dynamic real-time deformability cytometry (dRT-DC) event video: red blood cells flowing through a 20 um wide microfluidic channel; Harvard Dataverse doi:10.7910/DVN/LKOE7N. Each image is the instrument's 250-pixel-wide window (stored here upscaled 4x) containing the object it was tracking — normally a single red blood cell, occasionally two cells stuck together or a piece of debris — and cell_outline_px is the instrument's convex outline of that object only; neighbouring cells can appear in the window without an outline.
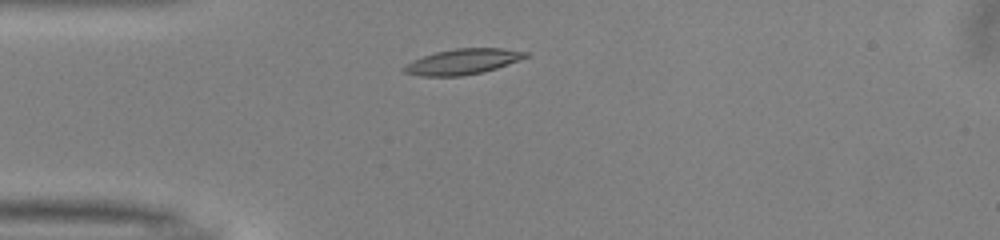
{"species": "common noctule bat (a hibernating species)", "species_latin": "Nyctalus noctula", "temperature_condition": "warm", "stored_images_in_passage": 27, "camera_frame_rate_fps": 3000, "um_per_image_px": 0.085, "animal": {"sex": "male", "body_mass_g": 13.0, "forearm_length_mm": 53.1}, "frame": {"image": 1, "passage_image": 1, "time_ms": 0.0, "image_size_px": [1000, 240], "cell_outline_px": [[528, 56], [520, 60], [484, 72], [460, 76], [420, 76], [404, 72], [404, 68], [412, 60], [436, 52], [456, 48], [500, 48], [528, 52]], "centroid_in_image_um": [39.36, 5.24], "position_along_channel_um": 45.6, "area_um2": 17.86}}
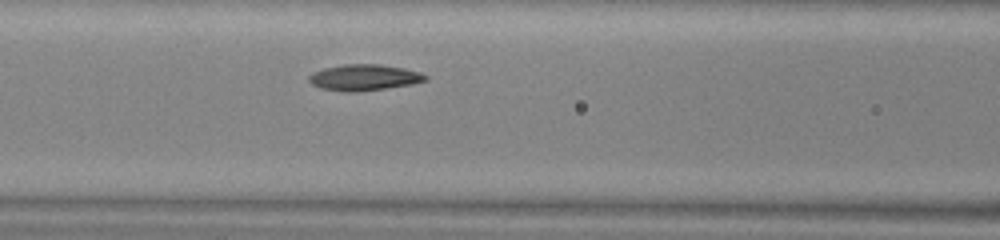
{"frame": {"image": 2, "passage_image": 9, "time_ms": 2.667, "image_size_px": [1000, 240], "cell_outline_px": [[428, 80], [412, 84], [356, 92], [344, 92], [320, 88], [312, 84], [308, 80], [308, 76], [312, 72], [324, 68], [344, 64], [380, 64], [404, 68], [420, 72], [428, 76]], "centroid_in_image_um": [30.93, 6.58], "position_along_channel_um": 135.7, "area_um2": 17.8}}
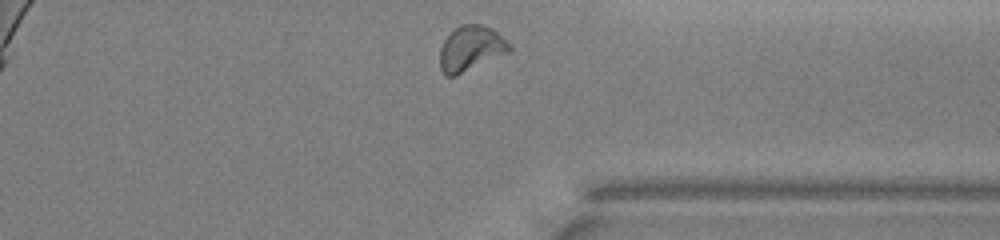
{"frame": {"image": 3, "passage_image": 27, "time_ms": 8.667, "image_size_px": [1000, 240], "cell_outline_px": [[512, 52], [456, 76], [444, 76], [440, 68], [440, 48], [444, 40], [460, 24], [484, 24], [492, 28], [512, 44]], "centroid_in_image_um": [40.07, 4.13], "position_along_channel_um": 371.3, "area_um2": 18.73}, "authors_computed_cell_mechanics": {"area_um2": 17.1088, "velocity_mm_per_s": 3.9855, "shape_relaxation_time_tau1_ms": 3.6787, "shape_relaxation_time_tau2_ms": 2.9888, "deformation_change_tau1": 0.1389, "deformation_change_tau2": 0.0731}}